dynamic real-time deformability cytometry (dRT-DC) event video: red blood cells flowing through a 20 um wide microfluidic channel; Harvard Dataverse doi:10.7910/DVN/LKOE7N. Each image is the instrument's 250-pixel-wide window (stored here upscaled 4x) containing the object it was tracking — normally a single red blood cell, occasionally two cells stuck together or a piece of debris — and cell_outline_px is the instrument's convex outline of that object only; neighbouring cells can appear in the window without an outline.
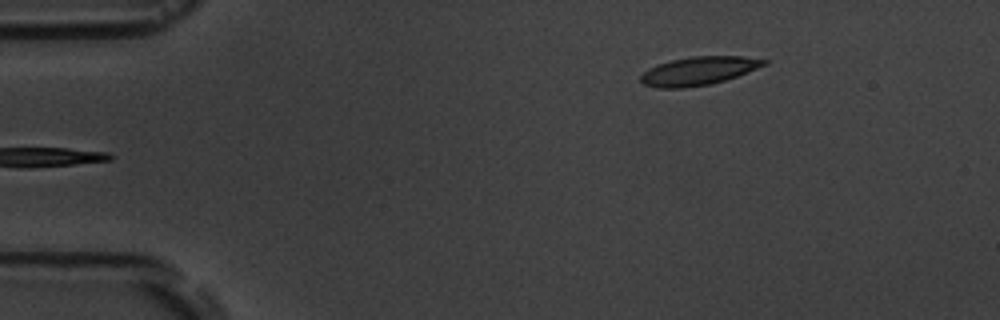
{"species": "common noctule bat (a hibernating species)", "species_latin": "Nyctalus noctula", "temperature_condition": "room temperature", "stored_images_in_passage": 6, "camera_frame_rate_fps": 3000, "um_per_image_px": 0.085, "animal": {"sex": "male", "body_mass_g": 19.5, "forearm_length_mm": 54.6}, "frame": {"image": 1, "passage_image": 6, "time_ms": 5.333, "image_size_px": [1000, 320], "cell_outline_px": [[768, 64], [736, 76], [724, 80], [708, 84], [684, 88], [656, 88], [644, 84], [640, 80], [640, 76], [648, 68], [656, 64], [672, 60], [692, 56], [744, 56], [768, 60]], "centroid_in_image_um": [59.36, 6.02], "position_along_channel_um": 25.6, "area_um2": 20.35}}